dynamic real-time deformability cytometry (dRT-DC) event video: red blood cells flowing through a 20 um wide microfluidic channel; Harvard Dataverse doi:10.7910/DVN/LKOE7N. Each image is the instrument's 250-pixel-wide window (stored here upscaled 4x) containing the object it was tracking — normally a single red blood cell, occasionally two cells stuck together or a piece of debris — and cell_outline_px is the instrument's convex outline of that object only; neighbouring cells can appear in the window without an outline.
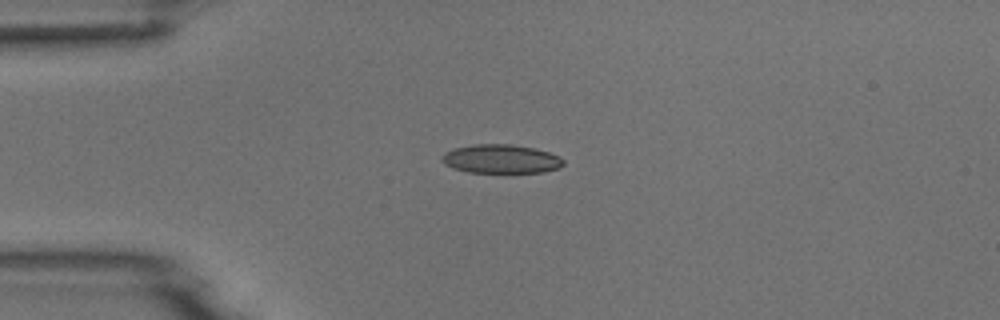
{"species": "common noctule bat (a hibernating species)", "species_latin": "Nyctalus noctula", "temperature_condition": "room temperature", "stored_images_in_passage": 4, "camera_frame_rate_fps": 3000, "um_per_image_px": 0.085, "animal": {"sex": "male", "body_mass_g": 18.8}, "frame": {"image": 1, "passage_image": 4, "time_ms": 3.333, "image_size_px": [1000, 320], "cell_outline_px": [[564, 164], [560, 168], [544, 172], [468, 172], [452, 168], [444, 164], [440, 160], [440, 156], [444, 152], [456, 148], [472, 144], [512, 144], [536, 148], [560, 156], [564, 160]], "centroid_in_image_um": [42.58, 13.5], "position_along_channel_um": 42.4, "area_um2": 20.63}}